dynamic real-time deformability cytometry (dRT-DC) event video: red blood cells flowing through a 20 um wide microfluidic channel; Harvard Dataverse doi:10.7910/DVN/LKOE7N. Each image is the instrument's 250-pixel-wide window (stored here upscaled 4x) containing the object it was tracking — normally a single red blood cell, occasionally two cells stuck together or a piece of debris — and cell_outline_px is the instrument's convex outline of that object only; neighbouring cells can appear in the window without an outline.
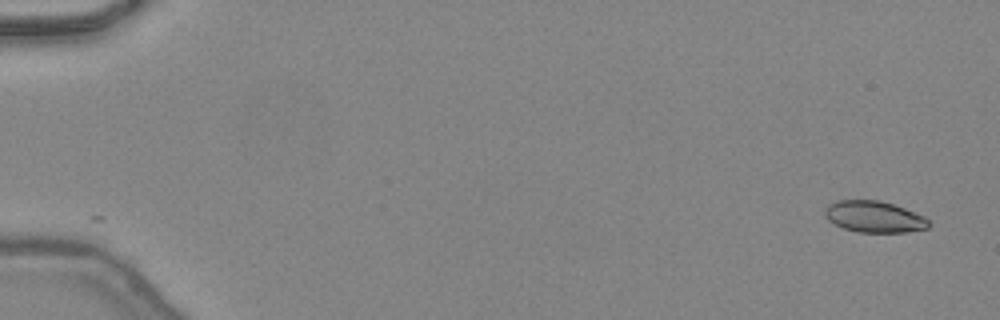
{"species": "common noctule bat (a hibernating species)", "species_latin": "Nyctalus noctula", "temperature_condition": "warm", "stored_images_in_passage": 17, "camera_frame_rate_fps": 3000, "um_per_image_px": 0.085, "animal": {"sex": "female", "body_mass_g": 24.6, "forearm_length_mm": 56.2}, "frame": {"image": 1, "passage_image": 1, "time_ms": 0.0, "image_size_px": [1000, 320], "cell_outline_px": [[932, 224], [928, 228], [908, 232], [856, 232], [844, 228], [828, 220], [824, 212], [824, 208], [828, 204], [836, 200], [880, 200], [904, 208], [924, 216]], "centroid_in_image_um": [74.31, 18.42], "position_along_channel_um": 10.7, "area_um2": 19.07}}
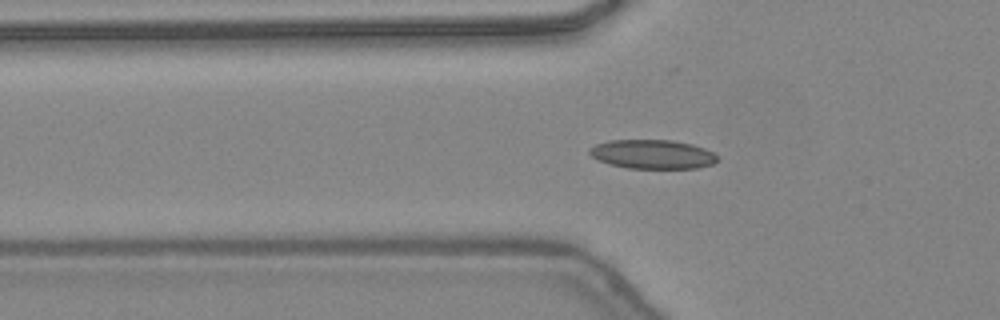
{"frame": {"image": 2, "passage_image": 16, "time_ms": 5.0, "image_size_px": [1000, 320], "cell_outline_px": [[720, 160], [712, 164], [700, 168], [628, 168], [608, 164], [592, 156], [588, 152], [588, 148], [596, 144], [608, 140], [672, 140], [692, 144], [704, 148], [720, 156]], "centroid_in_image_um": [55.49, 13.11], "position_along_channel_um": 70.3, "area_um2": 21.85}}